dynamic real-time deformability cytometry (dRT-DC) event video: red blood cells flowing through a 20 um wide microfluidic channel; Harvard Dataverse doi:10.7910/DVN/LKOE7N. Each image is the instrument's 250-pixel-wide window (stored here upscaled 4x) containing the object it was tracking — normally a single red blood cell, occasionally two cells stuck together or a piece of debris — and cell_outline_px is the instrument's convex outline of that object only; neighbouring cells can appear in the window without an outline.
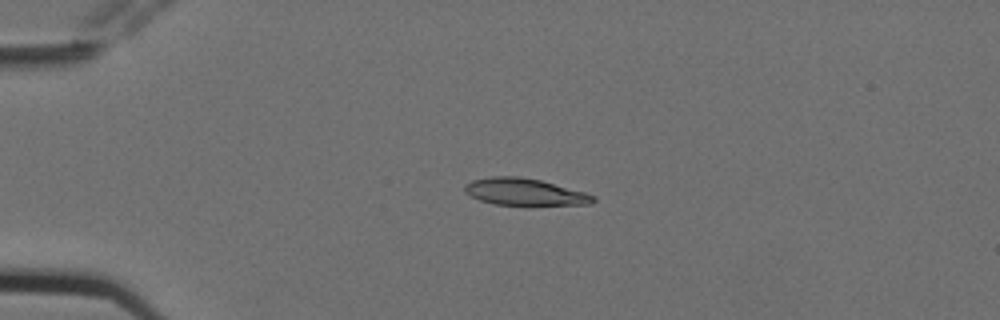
{"species": "Egyptian fruit bat (a non-hibernating species)", "species_latin": "Rousettus aegyptiacus", "temperature_condition": "cold", "stored_images_in_passage": 4, "camera_frame_rate_fps": 3000, "um_per_image_px": 0.085, "animal": {"sex": "female"}, "frame": {"image": 1, "passage_image": 3, "time_ms": 0.667, "image_size_px": [1000, 320], "cell_outline_px": [[596, 200], [592, 204], [496, 204], [480, 200], [464, 192], [464, 184], [472, 180], [492, 176], [520, 176], [540, 180], [584, 192], [596, 196]], "centroid_in_image_um": [44.57, 16.29], "position_along_channel_um": 40.4, "area_um2": 19.83}}